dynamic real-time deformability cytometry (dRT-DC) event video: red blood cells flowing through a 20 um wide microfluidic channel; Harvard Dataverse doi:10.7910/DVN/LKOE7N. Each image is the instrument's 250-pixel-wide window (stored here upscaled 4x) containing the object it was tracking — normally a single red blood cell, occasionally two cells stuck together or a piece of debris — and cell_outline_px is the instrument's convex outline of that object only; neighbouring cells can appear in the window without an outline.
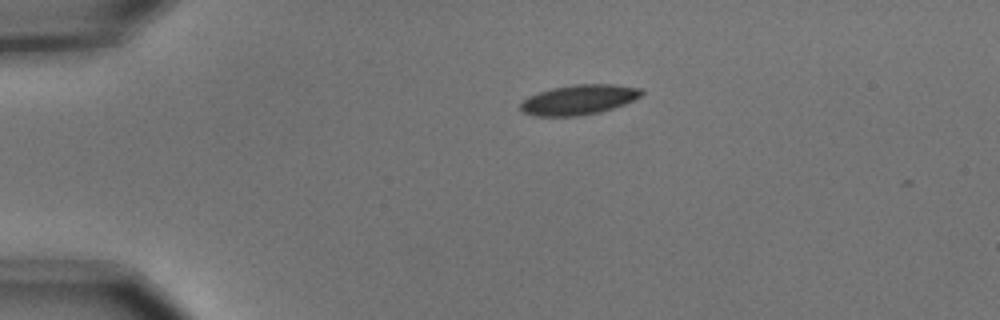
{"species": "common noctule bat (a hibernating species)", "species_latin": "Nyctalus noctula", "temperature_condition": "cold", "stored_images_in_passage": 2, "camera_frame_rate_fps": 3000, "um_per_image_px": 0.085, "animal": {"sex": "male", "body_mass_g": 15.6}, "frame": {"image": 1, "passage_image": 1, "time_ms": 0.0, "image_size_px": [1000, 320], "cell_outline_px": [[644, 92], [640, 96], [624, 104], [600, 112], [580, 116], [536, 116], [524, 112], [520, 108], [520, 104], [528, 96], [552, 88], [576, 84], [612, 84], [640, 88]], "centroid_in_image_um": [49.2, 8.47], "position_along_channel_um": 35.8, "area_um2": 20.92}}